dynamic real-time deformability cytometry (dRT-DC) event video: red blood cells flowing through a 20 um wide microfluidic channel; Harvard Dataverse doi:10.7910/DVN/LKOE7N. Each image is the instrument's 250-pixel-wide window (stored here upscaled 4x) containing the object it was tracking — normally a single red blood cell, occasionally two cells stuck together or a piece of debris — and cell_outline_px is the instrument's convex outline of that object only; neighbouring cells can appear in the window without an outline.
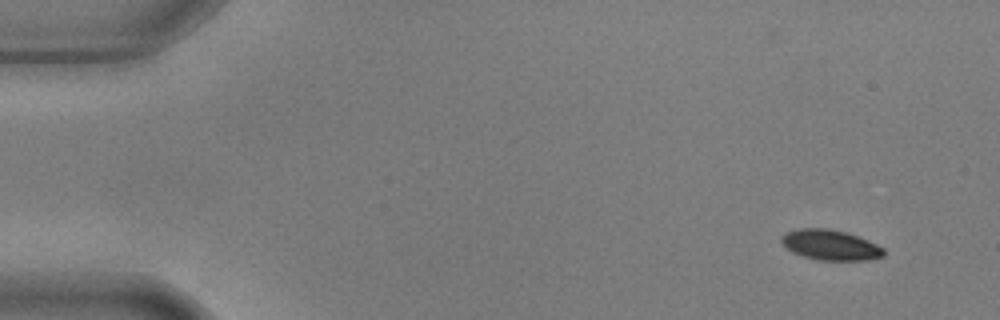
{"species": "common noctule bat (a hibernating species)", "species_latin": "Nyctalus noctula", "temperature_condition": "warm", "stored_images_in_passage": 4, "camera_frame_rate_fps": 3000, "um_per_image_px": 0.085, "animal": {"sex": "male", "body_mass_g": 17.9, "forearm_length_mm": 54.2}, "frame": {"image": 1, "passage_image": 1, "time_ms": 0.0, "image_size_px": [1000, 320], "cell_outline_px": [[884, 256], [868, 260], [816, 260], [792, 252], [780, 240], [780, 236], [788, 232], [800, 228], [828, 228], [844, 232], [868, 240], [884, 248]], "centroid_in_image_um": [70.59, 20.83], "position_along_channel_um": 14.4, "area_um2": 17.92}}